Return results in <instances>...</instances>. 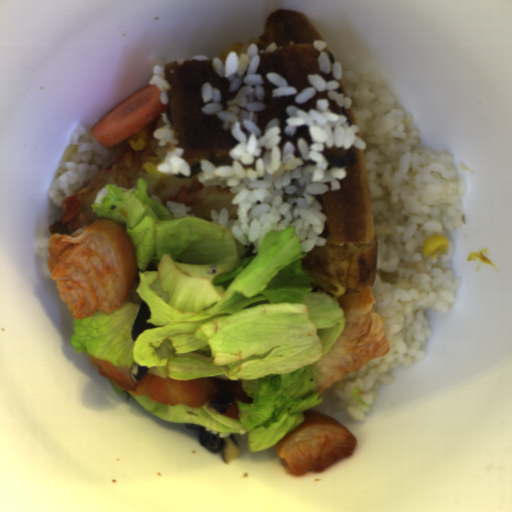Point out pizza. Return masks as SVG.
<instances>
[{
    "instance_id": "d2c48207",
    "label": "pizza",
    "mask_w": 512,
    "mask_h": 512,
    "mask_svg": "<svg viewBox=\"0 0 512 512\" xmlns=\"http://www.w3.org/2000/svg\"><path fill=\"white\" fill-rule=\"evenodd\" d=\"M159 119L149 125L143 149L133 150L129 147L103 170L96 171L83 187L63 198L62 215L47 227L52 237L73 233L100 218L92 213L91 206L94 203L100 204L106 195L107 185L115 184L126 191L138 189V179L148 180L147 194L165 207L167 201H179L192 208L191 214L195 218L211 222V210L219 214L222 208H227L228 220H237V206L231 204L234 194H231L229 186L203 187L199 184L198 173L180 177L158 170V164L161 163L155 147L159 141L152 136V132L156 130Z\"/></svg>"
},
{
    "instance_id": "dd6c1bee",
    "label": "pizza",
    "mask_w": 512,
    "mask_h": 512,
    "mask_svg": "<svg viewBox=\"0 0 512 512\" xmlns=\"http://www.w3.org/2000/svg\"><path fill=\"white\" fill-rule=\"evenodd\" d=\"M341 189L322 194L327 219L321 235L326 246L306 252L303 268L313 280L311 291L336 300L376 284L378 245L364 151L355 147V165L346 169Z\"/></svg>"
}]
</instances>
